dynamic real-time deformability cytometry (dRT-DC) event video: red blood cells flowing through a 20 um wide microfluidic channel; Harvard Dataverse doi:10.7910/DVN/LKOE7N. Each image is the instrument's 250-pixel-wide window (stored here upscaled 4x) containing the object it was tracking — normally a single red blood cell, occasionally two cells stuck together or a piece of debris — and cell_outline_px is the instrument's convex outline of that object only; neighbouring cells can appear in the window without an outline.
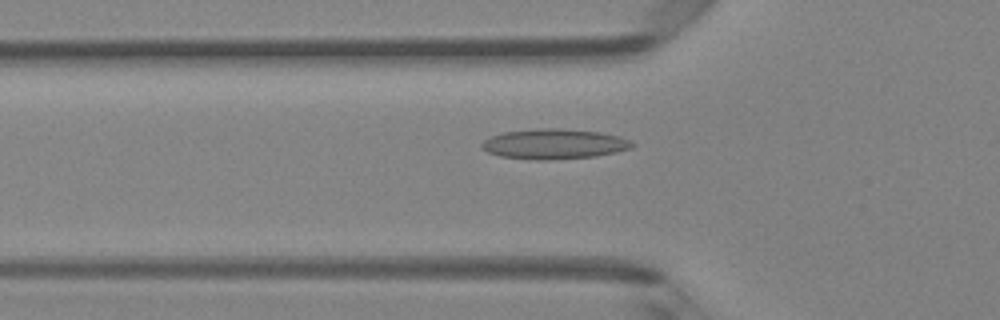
{"species": "Egyptian fruit bat (a non-hibernating species)", "species_latin": "Rousettus aegyptiacus", "temperature_condition": "room temperature", "stored_images_in_passage": 49, "segment_of_instrument_passage": [1, 2], "camera_frame_rate_fps": 3000, "um_per_image_px": 0.085, "animal": {"sex": "female"}, "frame": {"image": 1, "passage_image": 16, "time_ms": 5.0, "image_size_px": [1000, 320], "cell_outline_px": [[636, 144], [632, 148], [616, 152], [596, 156], [548, 160], [536, 160], [500, 156], [488, 152], [480, 148], [480, 144], [484, 140], [492, 136], [504, 132], [536, 128], [560, 128], [600, 132], [632, 140]], "centroid_in_image_um": [47.1, 12.24], "position_along_channel_um": 78.7, "area_um2": 26.53}}
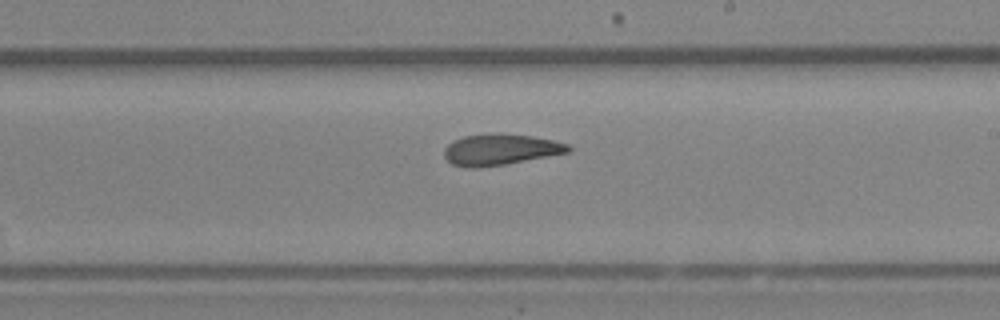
{"frame": {"image": 2, "passage_image": 28, "time_ms": 9.0, "image_size_px": [1000, 320], "cell_outline_px": [[572, 148], [568, 152], [504, 164], [480, 168], [468, 168], [452, 164], [444, 156], [444, 148], [452, 140], [464, 136], [532, 136], [552, 140], [568, 144]], "centroid_in_image_um": [42.49, 12.76], "position_along_channel_um": 246.5, "area_um2": 21.5}}
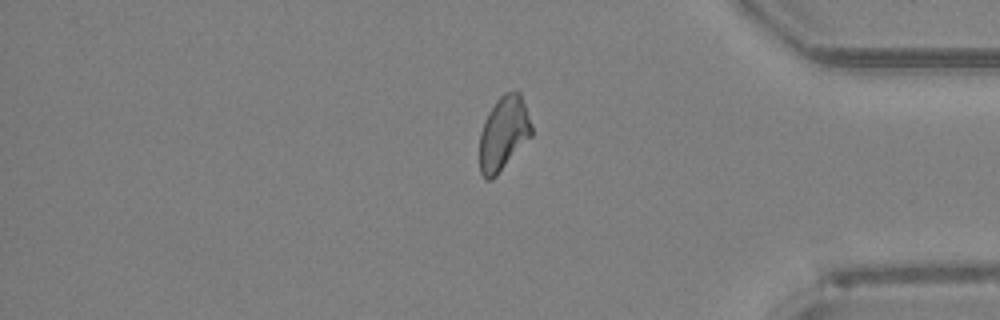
{"frame": {"image": 3, "passage_image": 40, "time_ms": 13.0, "image_size_px": [1000, 320], "cell_outline_px": [[532, 136], [496, 176], [492, 180], [484, 180], [480, 172], [480, 132], [484, 120], [488, 112], [496, 100], [504, 92], [520, 92], [532, 124]], "centroid_in_image_um": [42.79, 11.35], "position_along_channel_um": 392.4, "area_um2": 22.54}}